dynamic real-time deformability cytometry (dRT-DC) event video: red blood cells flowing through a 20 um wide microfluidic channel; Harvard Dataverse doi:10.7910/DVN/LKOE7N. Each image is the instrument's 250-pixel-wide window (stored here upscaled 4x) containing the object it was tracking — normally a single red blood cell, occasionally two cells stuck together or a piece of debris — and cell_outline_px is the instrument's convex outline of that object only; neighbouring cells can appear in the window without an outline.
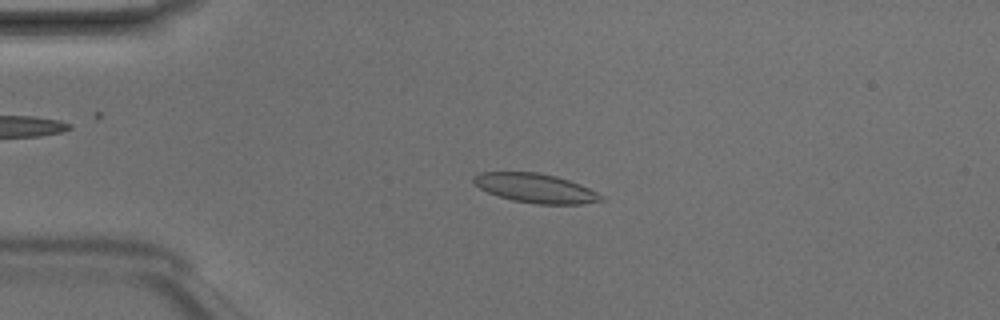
{"species": "Egyptian fruit bat (a non-hibernating species)", "species_latin": "Rousettus aegyptiacus", "temperature_condition": "room temperature", "stored_images_in_passage": 7, "camera_frame_rate_fps": 3000, "um_per_image_px": 0.085, "animal": {"sex": "male"}, "frame": {"image": 1, "passage_image": 4, "time_ms": 1.0, "image_size_px": [1000, 320], "cell_outline_px": [[604, 200], [584, 204], [536, 204], [512, 200], [488, 192], [480, 188], [472, 180], [472, 176], [480, 172], [536, 172], [556, 176], [580, 184], [604, 196]], "centroid_in_image_um": [45.52, 15.99], "position_along_channel_um": 39.5, "area_um2": 21.62}}
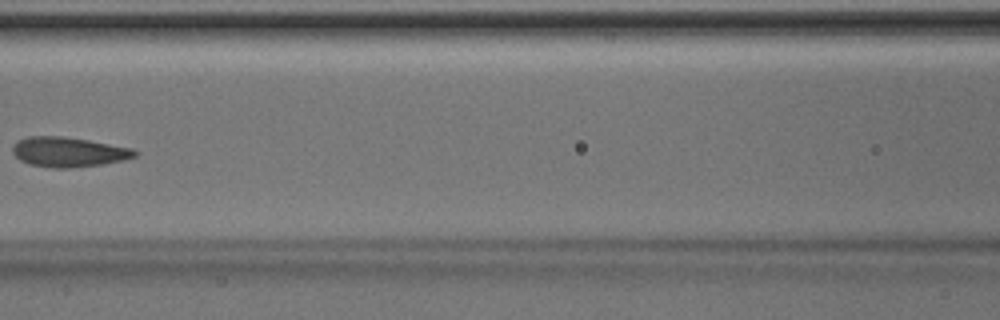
{"frame": {"image": 2, "passage_image": 7, "time_ms": 2.0, "image_size_px": [1000, 320], "cell_outline_px": [[140, 152], [136, 156], [124, 160], [100, 164], [68, 168], [52, 168], [28, 164], [20, 160], [12, 152], [12, 148], [16, 140], [28, 136], [64, 136], [88, 140], [132, 148]], "centroid_in_image_um": [5.8, 12.91], "position_along_channel_um": 160.8, "area_um2": 21.33}}